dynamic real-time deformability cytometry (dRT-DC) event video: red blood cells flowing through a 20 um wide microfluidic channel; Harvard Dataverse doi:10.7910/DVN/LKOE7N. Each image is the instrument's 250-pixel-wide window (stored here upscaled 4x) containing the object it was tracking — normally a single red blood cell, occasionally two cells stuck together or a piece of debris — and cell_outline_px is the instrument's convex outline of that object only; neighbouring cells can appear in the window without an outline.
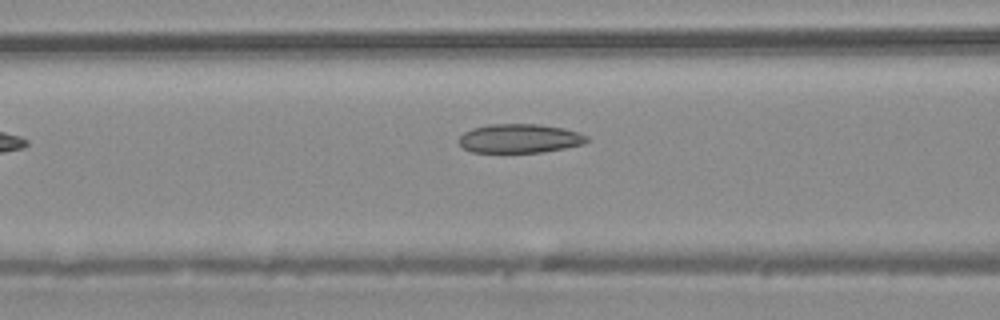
{"species": "common noctule bat (a hibernating species)", "species_latin": "Nyctalus noctula", "temperature_condition": "warm", "stored_images_in_passage": 5, "camera_frame_rate_fps": 3000, "um_per_image_px": 0.085, "animal": {"sex": "male", "body_mass_g": 20.4}, "frame": {"image": 1, "passage_image": 5, "time_ms": 1.333, "image_size_px": [1000, 320], "cell_outline_px": [[592, 140], [584, 144], [544, 152], [472, 152], [464, 148], [460, 144], [460, 136], [464, 132], [472, 128], [488, 124], [536, 124], [564, 128], [580, 132], [588, 136]], "centroid_in_image_um": [44.23, 11.76], "position_along_channel_um": 122.4, "area_um2": 21.73}}